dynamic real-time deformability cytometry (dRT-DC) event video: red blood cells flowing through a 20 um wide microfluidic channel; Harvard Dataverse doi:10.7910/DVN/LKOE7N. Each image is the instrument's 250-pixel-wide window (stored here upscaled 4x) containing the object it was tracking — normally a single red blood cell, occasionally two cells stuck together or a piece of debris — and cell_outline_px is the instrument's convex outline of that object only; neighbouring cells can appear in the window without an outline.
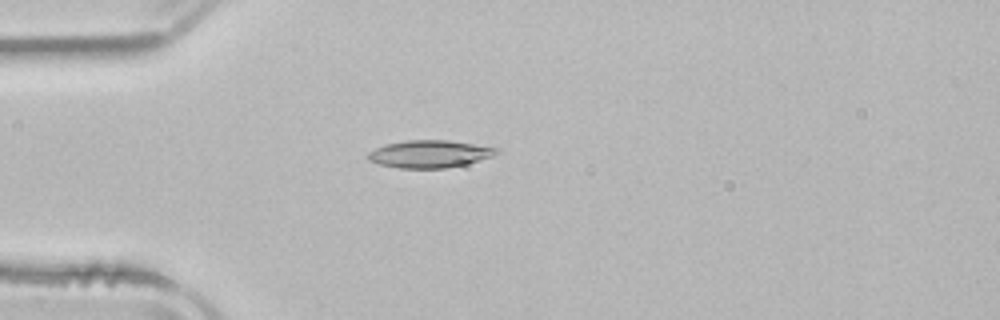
{"species": "common noctule bat (a hibernating species)", "species_latin": "Nyctalus noctula", "temperature_condition": "room temperature", "stored_images_in_passage": 3, "camera_frame_rate_fps": 3000, "um_per_image_px": 0.085, "animal": {"sex": "male", "body_mass_g": 21.5, "forearm_length_mm": 52.0}, "frame": {"image": 1, "passage_image": 3, "time_ms": 3.0, "image_size_px": [1000, 320], "cell_outline_px": [[500, 148], [492, 156], [464, 164], [444, 168], [400, 168], [380, 164], [368, 160], [364, 156], [368, 152], [384, 144], [408, 140], [448, 140]], "centroid_in_image_um": [36.45, 13.08], "position_along_channel_um": 48.6, "area_um2": 20.4}}